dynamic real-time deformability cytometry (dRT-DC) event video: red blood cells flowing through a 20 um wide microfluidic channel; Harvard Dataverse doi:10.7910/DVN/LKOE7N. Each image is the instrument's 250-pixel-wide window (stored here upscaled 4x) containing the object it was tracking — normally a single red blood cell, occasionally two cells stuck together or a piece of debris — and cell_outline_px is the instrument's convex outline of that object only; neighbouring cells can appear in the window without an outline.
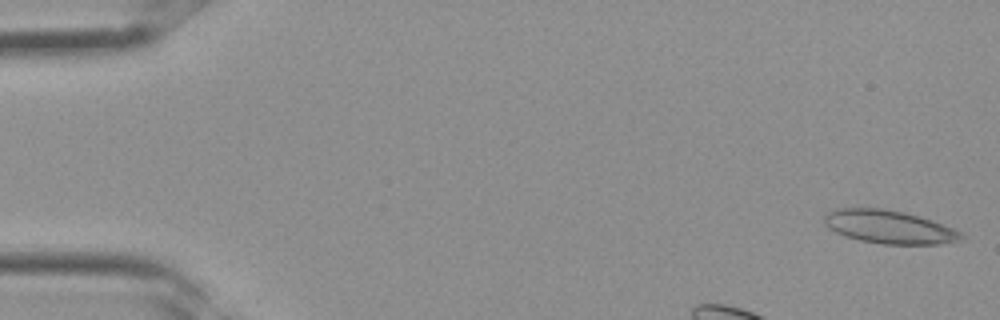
{"species": "Egyptian fruit bat (a non-hibernating species)", "species_latin": "Rousettus aegyptiacus", "temperature_condition": "room temperature", "stored_images_in_passage": 29, "camera_frame_rate_fps": 3000, "um_per_image_px": 0.085, "frame": {"image": 1, "passage_image": 1, "time_ms": 0.0, "image_size_px": [1000, 320], "cell_outline_px": [[964, 240], [940, 244], [884, 244], [860, 240], [844, 236], [828, 228], [824, 224], [824, 216], [828, 212], [840, 208], [884, 208], [904, 212], [920, 216], [932, 220], [952, 228], [960, 232], [964, 236]], "centroid_in_image_um": [75.58, 19.29], "position_along_channel_um": 9.4, "area_um2": 26.59}}
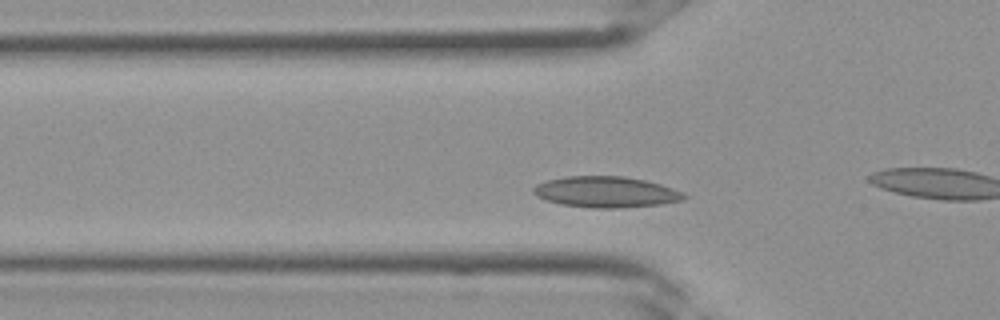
{"frame": {"image": 2, "passage_image": 9, "time_ms": 2.667, "image_size_px": [1000, 320], "cell_outline_px": [[688, 196], [684, 200], [660, 204], [620, 208], [592, 208], [560, 204], [544, 200], [536, 196], [532, 192], [532, 188], [536, 184], [548, 180], [564, 176], [624, 176], [644, 180], [660, 184], [672, 188]], "centroid_in_image_um": [51.46, 16.32], "position_along_channel_um": 74.3, "area_um2": 27.28}}